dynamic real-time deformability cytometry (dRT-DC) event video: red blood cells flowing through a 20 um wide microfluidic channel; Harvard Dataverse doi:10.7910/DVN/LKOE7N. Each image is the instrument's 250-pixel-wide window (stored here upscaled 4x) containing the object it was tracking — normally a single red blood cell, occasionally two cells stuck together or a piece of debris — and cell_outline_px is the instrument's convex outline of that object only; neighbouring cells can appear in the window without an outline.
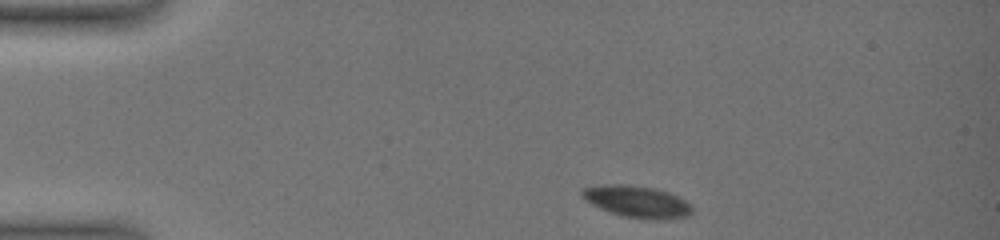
{"species": "common noctule bat (a hibernating species)", "species_latin": "Nyctalus noctula", "temperature_condition": "warm", "stored_images_in_passage": 8, "camera_frame_rate_fps": 3000, "um_per_image_px": 0.085, "animal": {"sex": "female", "body_mass_g": 19.0, "forearm_length_mm": 51.5}, "frame": {"image": 1, "passage_image": 1, "time_ms": 0.0, "image_size_px": [1000, 240], "cell_outline_px": [[692, 212], [688, 216], [668, 220], [648, 220], [624, 216], [600, 208], [592, 204], [580, 196], [580, 188], [608, 184], [628, 184], [656, 188], [668, 192], [684, 200], [692, 208]], "centroid_in_image_um": [54.14, 17.14], "position_along_channel_um": 30.9, "area_um2": 20.52}}
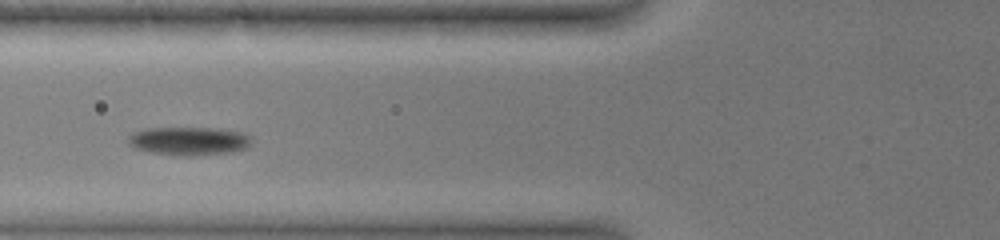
{"frame": {"image": 2, "passage_image": 5, "time_ms": 4.333, "image_size_px": [1000, 240], "cell_outline_px": [[252, 144], [244, 148], [232, 152], [188, 156], [148, 152], [136, 148], [128, 144], [128, 136], [132, 132], [148, 128], [220, 128], [244, 132], [252, 136]], "centroid_in_image_um": [16.09, 11.97], "position_along_channel_um": 109.7, "area_um2": 20.58}}
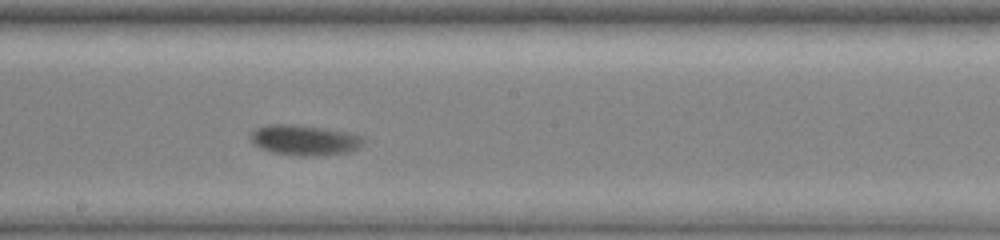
{"frame": {"image": 3, "passage_image": 8, "time_ms": 7.667, "image_size_px": [1000, 240], "cell_outline_px": [[364, 140], [356, 148], [348, 152], [324, 156], [296, 156], [272, 152], [260, 148], [252, 140], [252, 132], [256, 128], [268, 124], [292, 124], [348, 132], [360, 136]], "centroid_in_image_um": [25.86, 11.92], "position_along_channel_um": 222.3, "area_um2": 19.71}}